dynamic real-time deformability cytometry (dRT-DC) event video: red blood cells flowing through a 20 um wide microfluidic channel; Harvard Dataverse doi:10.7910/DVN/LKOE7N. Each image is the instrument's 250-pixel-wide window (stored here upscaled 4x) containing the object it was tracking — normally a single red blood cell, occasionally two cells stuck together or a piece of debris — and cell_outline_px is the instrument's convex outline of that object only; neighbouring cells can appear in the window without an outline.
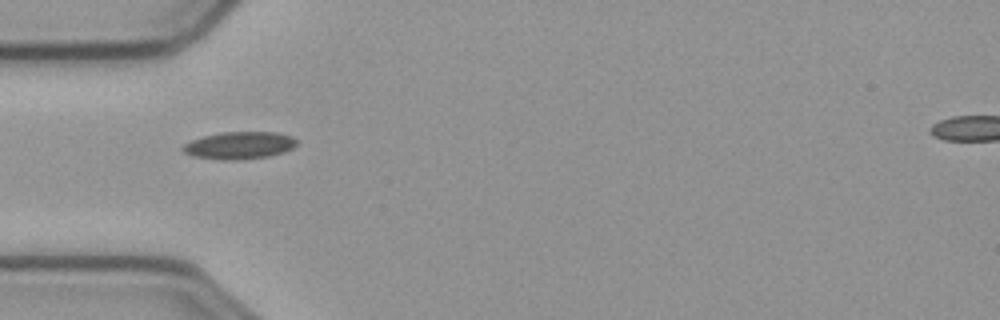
{"species": "common noctule bat (a hibernating species)", "species_latin": "Nyctalus noctula", "temperature_condition": "cold", "stored_images_in_passage": 19, "camera_frame_rate_fps": 3000, "um_per_image_px": 0.085, "animal": {"sex": "male", "body_mass_g": 23.1, "forearm_length_mm": 52.7}, "frame": {"image": 1, "passage_image": 1, "time_ms": 0.0, "image_size_px": [1000, 320], "cell_outline_px": [[296, 144], [292, 148], [284, 152], [268, 156], [232, 160], [224, 160], [196, 156], [184, 152], [184, 144], [192, 140], [204, 136], [220, 132], [276, 132], [292, 136], [296, 140]], "centroid_in_image_um": [20.38, 12.34], "position_along_channel_um": 64.6, "area_um2": 17.8}}